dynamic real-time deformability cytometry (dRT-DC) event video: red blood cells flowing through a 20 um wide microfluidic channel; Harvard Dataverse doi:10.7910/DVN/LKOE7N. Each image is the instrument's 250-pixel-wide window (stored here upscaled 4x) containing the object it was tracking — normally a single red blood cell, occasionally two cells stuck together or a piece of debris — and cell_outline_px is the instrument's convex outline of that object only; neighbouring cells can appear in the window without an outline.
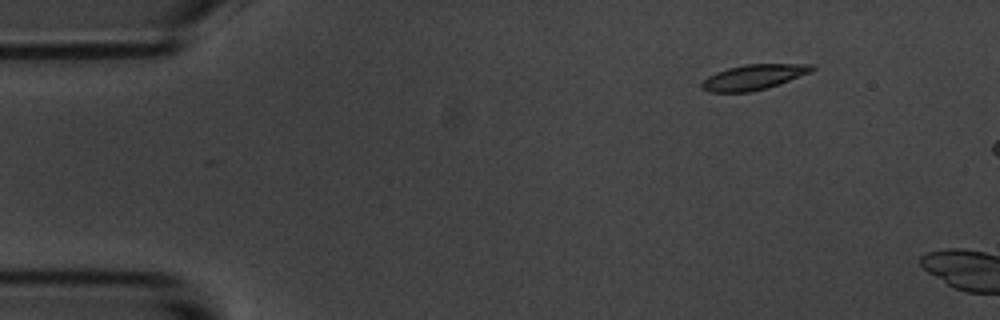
{"species": "common noctule bat (a hibernating species)", "species_latin": "Nyctalus noctula", "temperature_condition": "room temperature", "stored_images_in_passage": 3, "camera_frame_rate_fps": 3000, "um_per_image_px": 0.085, "animal": {"sex": "male", "body_mass_g": 20.1, "forearm_length_mm": 53.5}, "frame": {"image": 1, "passage_image": 2, "time_ms": 1.333, "image_size_px": [1000, 320], "cell_outline_px": [[816, 68], [812, 72], [764, 88], [748, 92], [708, 92], [700, 88], [700, 84], [708, 76], [716, 72], [728, 68], [744, 64], [812, 64]], "centroid_in_image_um": [64.02, 6.55], "position_along_channel_um": 21.0, "area_um2": 16.01}}